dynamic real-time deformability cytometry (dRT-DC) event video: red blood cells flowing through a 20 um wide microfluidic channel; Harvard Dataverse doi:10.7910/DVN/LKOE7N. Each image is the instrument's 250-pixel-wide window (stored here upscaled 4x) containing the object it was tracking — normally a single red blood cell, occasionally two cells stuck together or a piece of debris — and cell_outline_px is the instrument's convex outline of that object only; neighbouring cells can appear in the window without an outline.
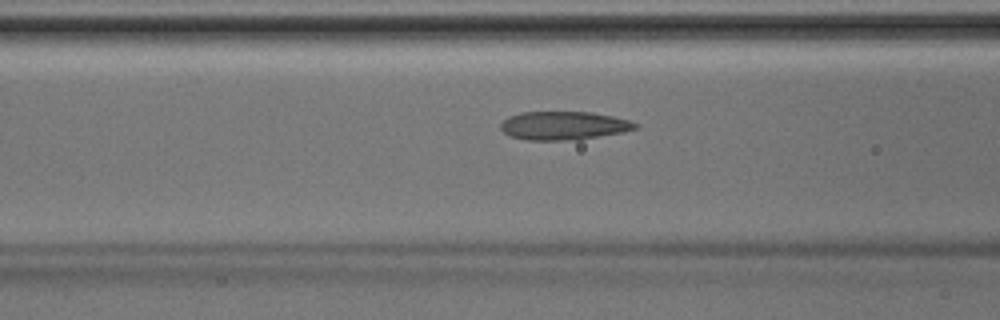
{"species": "Egyptian fruit bat (a non-hibernating species)", "species_latin": "Rousettus aegyptiacus", "temperature_condition": "room temperature", "stored_images_in_passage": 32, "camera_frame_rate_fps": 3000, "um_per_image_px": 0.085, "animal": {"sex": "male"}, "frame": {"image": 1, "passage_image": 6, "time_ms": 1.667, "image_size_px": [1000, 320], "cell_outline_px": [[636, 128], [624, 132], [576, 140], [528, 140], [512, 136], [504, 132], [500, 128], [500, 124], [508, 116], [520, 112], [592, 112], [612, 116], [628, 120], [636, 124]], "centroid_in_image_um": [47.89, 10.67], "position_along_channel_um": 118.7, "area_um2": 22.2}}
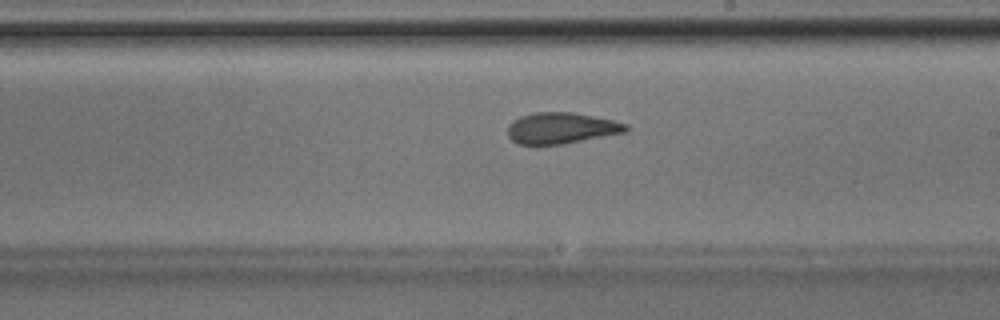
{"frame": {"image": 2, "passage_image": 14, "time_ms": 4.333, "image_size_px": [1000, 320], "cell_outline_px": [[628, 132], [564, 144], [520, 144], [512, 140], [508, 136], [508, 124], [512, 120], [520, 116], [532, 112], [572, 112], [612, 120], [628, 124]], "centroid_in_image_um": [47.71, 10.88], "position_along_channel_um": 241.3, "area_um2": 21.56}}
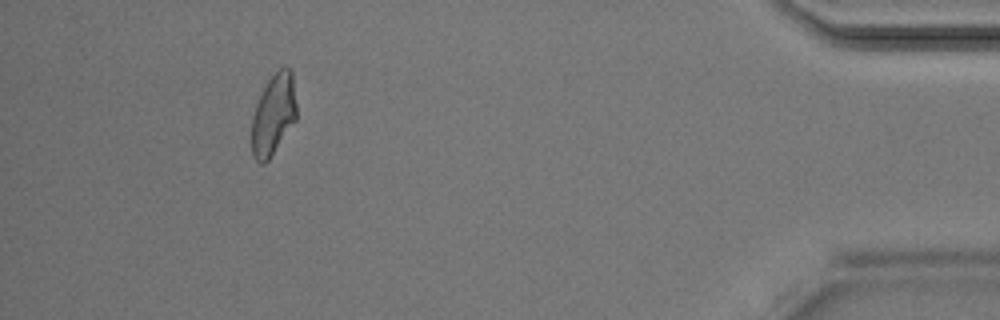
{"frame": {"image": 3, "passage_image": 29, "time_ms": 9.333, "image_size_px": [1000, 320], "cell_outline_px": [[296, 120], [268, 160], [264, 164], [260, 164], [252, 156], [252, 116], [256, 104], [268, 80], [284, 64], [292, 68], [296, 104]], "centroid_in_image_um": [23.25, 9.72], "position_along_channel_um": 411.9, "area_um2": 21.21}}